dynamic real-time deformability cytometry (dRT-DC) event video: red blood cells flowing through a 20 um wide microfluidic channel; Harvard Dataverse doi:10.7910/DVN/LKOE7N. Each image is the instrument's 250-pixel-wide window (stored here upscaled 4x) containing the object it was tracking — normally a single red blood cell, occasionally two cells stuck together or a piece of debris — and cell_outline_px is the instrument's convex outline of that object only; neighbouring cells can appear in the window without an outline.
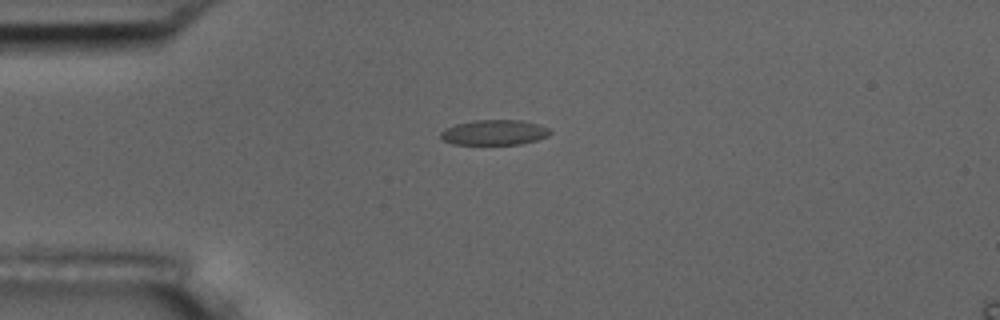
{"species": "common noctule bat (a hibernating species)", "species_latin": "Nyctalus noctula", "temperature_condition": "room temperature", "stored_images_in_passage": 6, "camera_frame_rate_fps": 3000, "um_per_image_px": 0.085, "animal": {"sex": "male", "body_mass_g": 17.5, "forearm_length_mm": 52.3}, "frame": {"image": 1, "passage_image": 1, "time_ms": 0.0, "image_size_px": [1000, 320], "cell_outline_px": [[552, 132], [548, 136], [536, 140], [520, 144], [452, 144], [440, 140], [440, 132], [444, 128], [456, 124], [472, 120], [520, 120], [540, 124], [548, 128]], "centroid_in_image_um": [41.98, 11.25], "position_along_channel_um": 43.0, "area_um2": 16.24}}
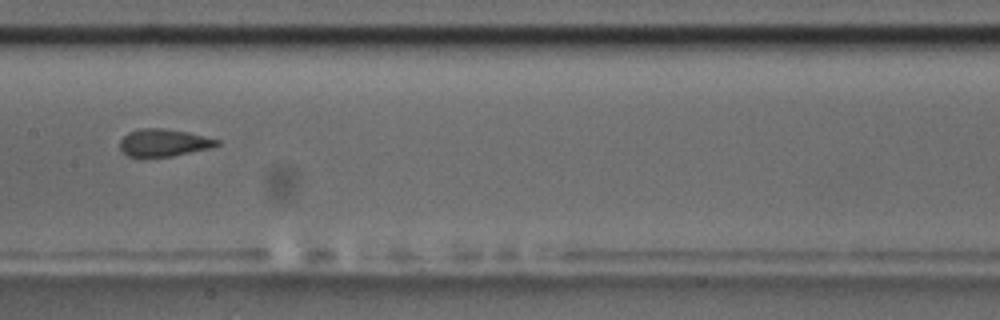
{"frame": {"image": 2, "passage_image": 5, "time_ms": 4.667, "image_size_px": [1000, 320], "cell_outline_px": [[220, 144], [212, 148], [172, 156], [128, 156], [120, 148], [120, 140], [128, 132], [140, 128], [164, 128], [188, 132], [220, 140]], "centroid_in_image_um": [13.94, 12.11], "position_along_channel_um": 193.5, "area_um2": 15.43}}
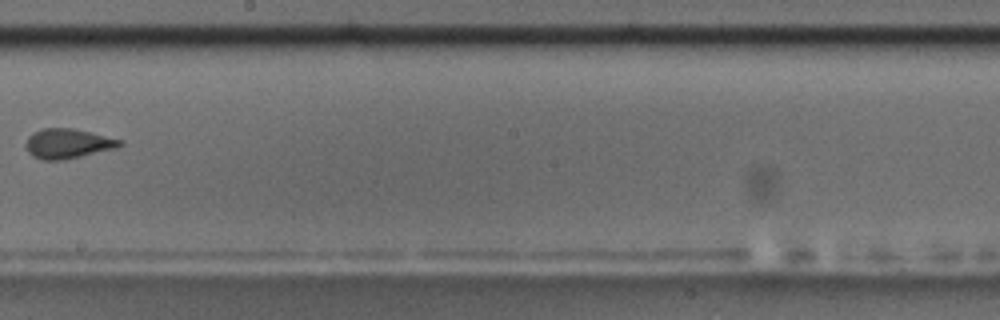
{"frame": {"image": 3, "passage_image": 6, "time_ms": 6.0, "image_size_px": [1000, 320], "cell_outline_px": [[124, 144], [116, 148], [64, 160], [44, 160], [32, 156], [28, 152], [24, 144], [28, 136], [32, 132], [44, 128], [76, 128], [124, 140]], "centroid_in_image_um": [5.77, 12.19], "position_along_channel_um": 242.4, "area_um2": 16.59}}